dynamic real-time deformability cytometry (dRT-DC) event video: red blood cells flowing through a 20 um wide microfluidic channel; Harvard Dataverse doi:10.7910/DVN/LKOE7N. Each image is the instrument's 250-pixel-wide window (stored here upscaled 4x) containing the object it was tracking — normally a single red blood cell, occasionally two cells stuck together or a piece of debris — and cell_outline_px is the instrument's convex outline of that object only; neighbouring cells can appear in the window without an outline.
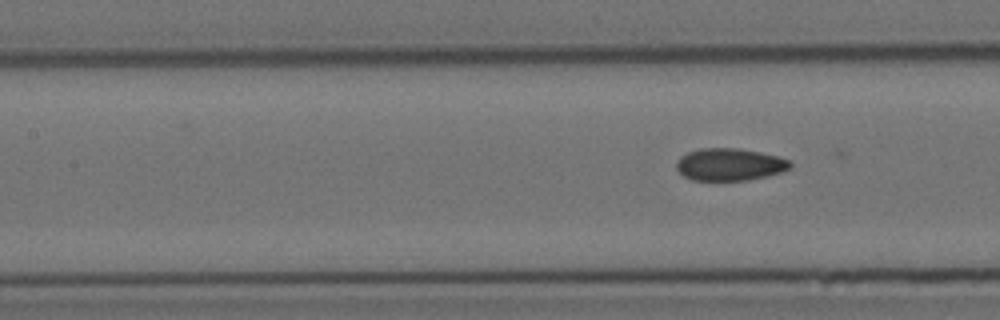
{"species": "Egyptian fruit bat (a non-hibernating species)", "species_latin": "Rousettus aegyptiacus", "temperature_condition": "cold", "stored_images_in_passage": 7, "segment_of_instrument_passage": [2, 2], "camera_frame_rate_fps": 3000, "um_per_image_px": 0.085, "animal": {"sex": "female"}, "frame": {"image": 1, "passage_image": 7, "time_ms": 8.0, "image_size_px": [1000, 320], "cell_outline_px": [[792, 168], [768, 176], [748, 180], [692, 180], [684, 176], [676, 168], [676, 164], [680, 156], [688, 152], [700, 148], [736, 148], [760, 152], [776, 156], [788, 160], [792, 164]], "centroid_in_image_um": [62.01, 13.98], "position_along_channel_um": 145.4, "area_um2": 21.39}}